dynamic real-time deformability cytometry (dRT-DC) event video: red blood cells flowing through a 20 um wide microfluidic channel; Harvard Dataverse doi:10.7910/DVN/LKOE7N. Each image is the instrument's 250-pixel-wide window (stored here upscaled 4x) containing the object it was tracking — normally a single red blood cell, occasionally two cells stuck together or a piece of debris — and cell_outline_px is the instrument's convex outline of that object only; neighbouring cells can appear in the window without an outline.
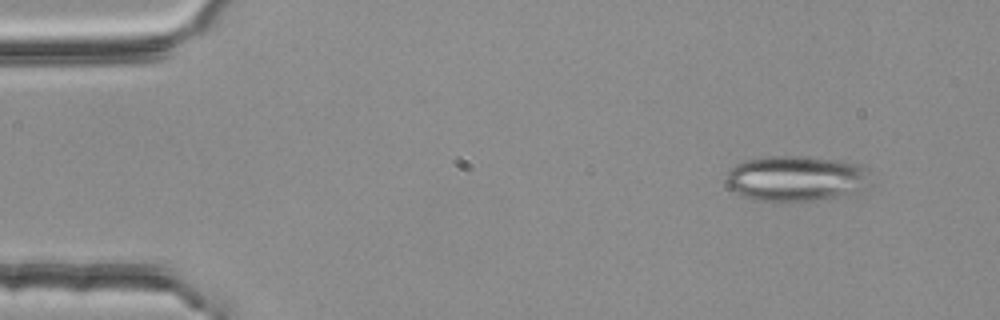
{"species": "common noctule bat (a hibernating species)", "species_latin": "Nyctalus noctula", "temperature_condition": "room temperature", "stored_images_in_passage": 3, "camera_frame_rate_fps": 3000, "um_per_image_px": 0.085, "animal": {"sex": "female", "body_mass_g": 25.1}, "frame": {"image": 1, "passage_image": 1, "time_ms": 0.0, "image_size_px": [1000, 320], "cell_outline_px": [[876, 184], [868, 188], [844, 196], [812, 200], [752, 200], [740, 196], [728, 188], [728, 172], [736, 164], [744, 160], [768, 156], [804, 156], [840, 160], [860, 164], [864, 168]], "centroid_in_image_um": [67.74, 15.16], "position_along_channel_um": 17.3, "area_um2": 38.73}}